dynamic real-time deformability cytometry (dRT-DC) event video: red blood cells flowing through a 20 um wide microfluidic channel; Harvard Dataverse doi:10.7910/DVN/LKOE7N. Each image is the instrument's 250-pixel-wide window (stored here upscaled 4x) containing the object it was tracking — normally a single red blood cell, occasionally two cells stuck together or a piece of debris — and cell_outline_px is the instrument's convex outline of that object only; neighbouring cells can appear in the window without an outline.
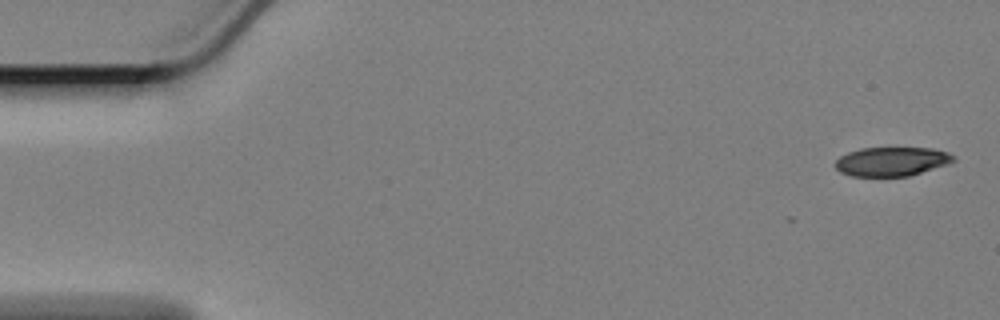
{"species": "Egyptian fruit bat (a non-hibernating species)", "species_latin": "Rousettus aegyptiacus", "temperature_condition": "cold", "stored_images_in_passage": 2, "camera_frame_rate_fps": 3000, "um_per_image_px": 0.085, "animal": {"sex": "female"}, "frame": {"image": 1, "passage_image": 2, "time_ms": 0.333, "image_size_px": [1000, 320], "cell_outline_px": [[956, 160], [908, 176], [852, 176], [840, 172], [836, 168], [836, 160], [840, 156], [848, 152], [860, 148], [932, 148], [948, 152]], "centroid_in_image_um": [75.74, 13.72], "position_along_channel_um": 9.3, "area_um2": 19.65}}